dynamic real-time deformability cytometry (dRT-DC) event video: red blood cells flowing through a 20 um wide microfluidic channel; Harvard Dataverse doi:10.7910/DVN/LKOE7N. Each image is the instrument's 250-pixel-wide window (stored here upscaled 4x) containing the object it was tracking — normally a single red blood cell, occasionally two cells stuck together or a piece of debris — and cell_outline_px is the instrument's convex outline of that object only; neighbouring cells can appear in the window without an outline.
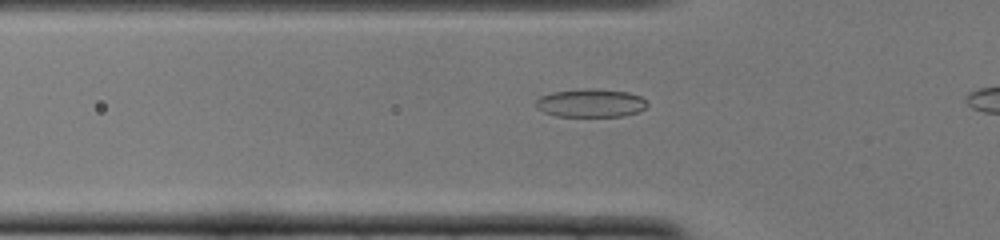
{"species": "common noctule bat (a hibernating species)", "species_latin": "Nyctalus noctula", "temperature_condition": "cold", "stored_images_in_passage": 11, "camera_frame_rate_fps": 3000, "um_per_image_px": 0.085, "animal": {"sex": "female", "body_mass_g": 22.0, "forearm_length_mm": 56.7}, "frame": {"image": 1, "passage_image": 2, "time_ms": 0.333, "image_size_px": [1000, 240], "cell_outline_px": [[648, 104], [640, 112], [624, 116], [556, 116], [544, 112], [536, 108], [536, 100], [540, 96], [552, 92], [584, 88], [592, 88], [628, 92], [640, 96]], "centroid_in_image_um": [50.2, 8.75], "position_along_channel_um": 75.6, "area_um2": 18.44}}
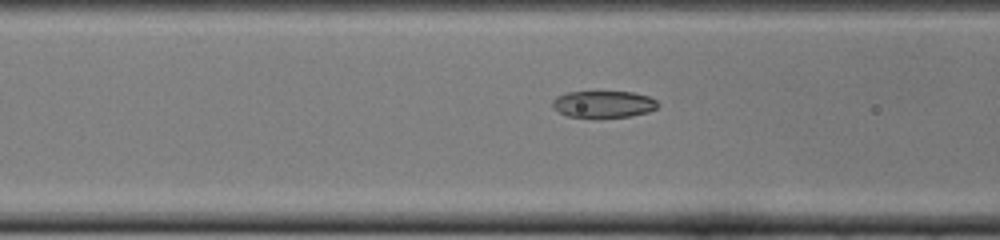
{"frame": {"image": 2, "passage_image": 5, "time_ms": 1.333, "image_size_px": [1000, 240], "cell_outline_px": [[660, 104], [656, 108], [648, 112], [628, 116], [568, 116], [552, 108], [552, 100], [556, 96], [568, 92], [632, 92], [648, 96], [656, 100]], "centroid_in_image_um": [51.29, 8.83], "position_along_channel_um": 115.3, "area_um2": 16.13}}
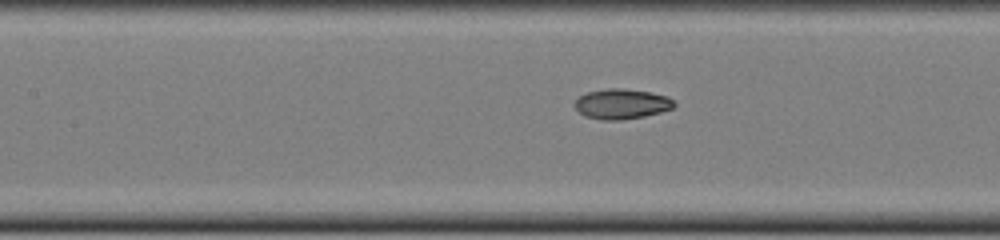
{"frame": {"image": 3, "passage_image": 8, "time_ms": 2.333, "image_size_px": [1000, 240], "cell_outline_px": [[676, 104], [672, 108], [660, 112], [644, 116], [620, 120], [604, 120], [584, 116], [572, 104], [580, 96], [588, 92], [608, 88], [624, 88], [652, 92], [668, 96]], "centroid_in_image_um": [52.84, 8.82], "position_along_channel_um": 154.6, "area_um2": 17.46}}